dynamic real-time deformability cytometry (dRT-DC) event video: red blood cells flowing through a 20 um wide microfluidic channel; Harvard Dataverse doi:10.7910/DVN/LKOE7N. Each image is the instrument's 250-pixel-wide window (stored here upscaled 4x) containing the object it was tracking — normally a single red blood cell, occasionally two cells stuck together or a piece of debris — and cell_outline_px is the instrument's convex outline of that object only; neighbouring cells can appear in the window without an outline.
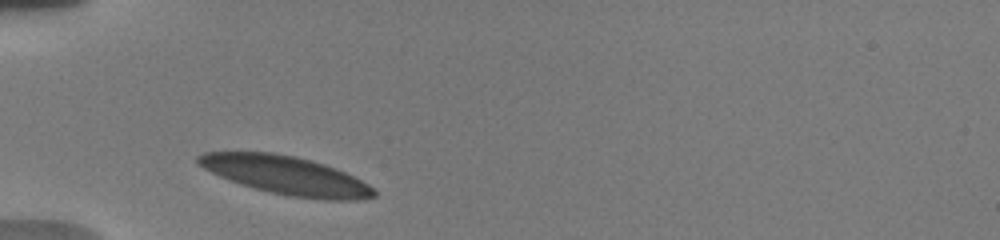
{"species": "human", "species_latin": "Homo sapiens", "temperature_condition": "warm", "stored_images_in_passage": 3, "camera_frame_rate_fps": 3000, "um_per_image_px": 0.085, "donor": {"sex": "male"}, "frame": {"image": 1, "passage_image": 1, "time_ms": 0.0, "image_size_px": [1000, 240], "cell_outline_px": [[376, 196], [360, 200], [324, 200], [292, 196], [272, 192], [240, 184], [228, 180], [204, 168], [196, 160], [196, 156], [204, 152], [272, 152], [292, 156], [324, 164], [344, 172], [368, 184], [376, 192]], "centroid_in_image_um": [24.31, 14.91], "position_along_channel_um": 60.7, "area_um2": 38.78}}
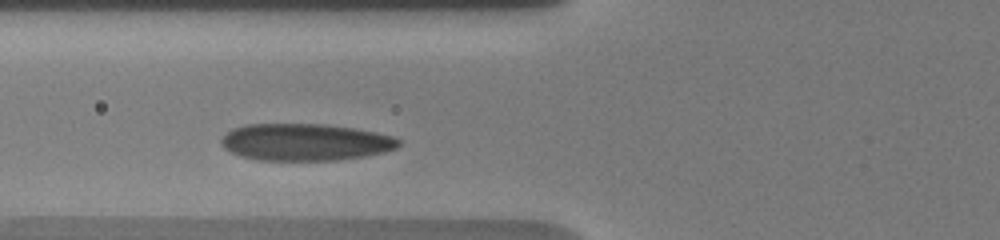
{"frame": {"image": 2, "passage_image": 2, "time_ms": 1.333, "image_size_px": [1000, 240], "cell_outline_px": [[400, 144], [396, 148], [384, 152], [364, 156], [336, 160], [256, 160], [240, 156], [228, 152], [224, 148], [220, 140], [232, 128], [244, 124], [324, 124], [356, 128], [376, 132], [392, 136], [400, 140]], "centroid_in_image_um": [25.92, 12.08], "position_along_channel_um": 99.9, "area_um2": 38.44}}
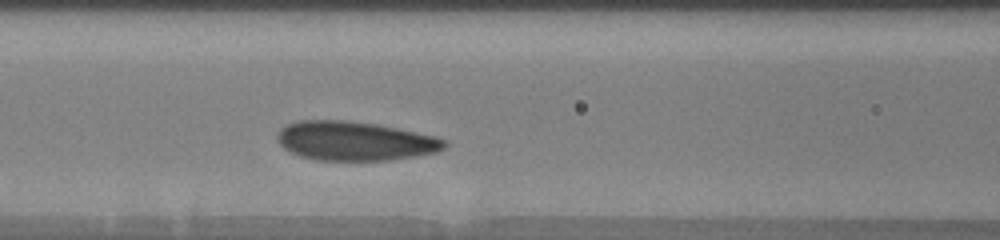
{"frame": {"image": 3, "passage_image": 3, "time_ms": 2.333, "image_size_px": [1000, 240], "cell_outline_px": [[444, 148], [436, 152], [416, 156], [392, 160], [316, 160], [300, 156], [284, 148], [280, 144], [276, 136], [280, 128], [288, 124], [300, 120], [348, 120], [376, 124], [396, 128], [432, 136], [444, 140]], "centroid_in_image_um": [30.1, 11.98], "position_along_channel_um": 136.5, "area_um2": 37.8}}